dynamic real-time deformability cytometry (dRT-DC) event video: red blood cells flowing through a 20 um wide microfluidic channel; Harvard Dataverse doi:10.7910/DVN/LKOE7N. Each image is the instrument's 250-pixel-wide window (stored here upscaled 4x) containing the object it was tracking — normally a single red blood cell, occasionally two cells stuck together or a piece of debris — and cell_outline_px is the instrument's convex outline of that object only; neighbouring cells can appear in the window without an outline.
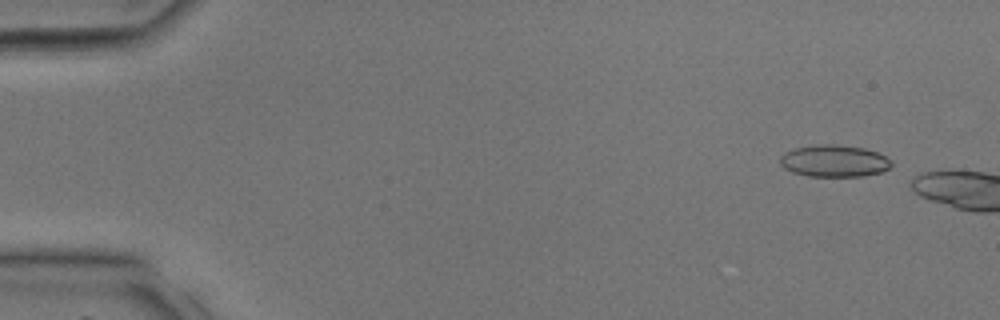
{"species": "common noctule bat (a hibernating species)", "species_latin": "Nyctalus noctula", "temperature_condition": "room temperature", "stored_images_in_passage": 6, "camera_frame_rate_fps": 3000, "um_per_image_px": 0.085, "animal": {"sex": "male", "body_mass_g": 17.9, "forearm_length_mm": 54.2}, "frame": {"image": 1, "passage_image": 3, "time_ms": 0.667, "image_size_px": [1000, 320], "cell_outline_px": [[892, 164], [888, 168], [880, 172], [864, 176], [808, 176], [792, 172], [784, 168], [780, 164], [780, 156], [784, 152], [796, 148], [816, 144], [832, 144], [864, 148], [876, 152], [892, 160]], "centroid_in_image_um": [70.88, 13.68], "position_along_channel_um": 14.1, "area_um2": 20.69}}